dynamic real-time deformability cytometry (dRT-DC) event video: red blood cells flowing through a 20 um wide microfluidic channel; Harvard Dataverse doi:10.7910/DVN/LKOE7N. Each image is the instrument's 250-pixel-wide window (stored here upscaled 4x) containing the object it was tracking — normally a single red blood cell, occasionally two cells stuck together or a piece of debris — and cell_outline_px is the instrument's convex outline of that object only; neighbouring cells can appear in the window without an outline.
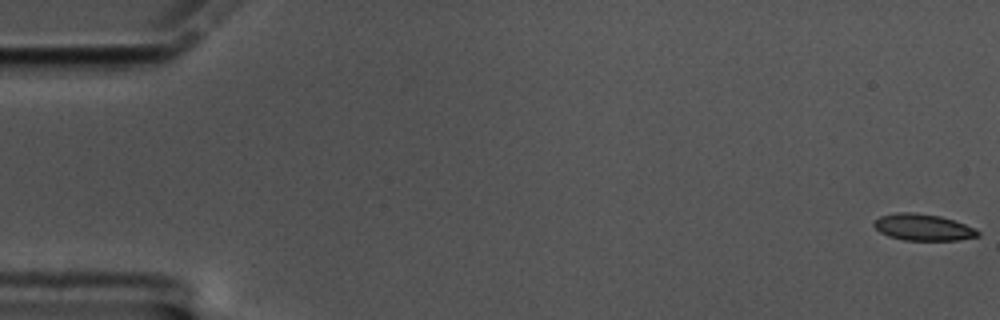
{"species": "common noctule bat (a hibernating species)", "species_latin": "Nyctalus noctula", "temperature_condition": "cold", "stored_images_in_passage": 19, "camera_frame_rate_fps": 3000, "um_per_image_px": 0.085, "animal": {"sex": "male", "body_mass_g": 17.5, "forearm_length_mm": 52.3}, "frame": {"image": 1, "passage_image": 1, "time_ms": 0.0, "image_size_px": [1000, 320], "cell_outline_px": [[980, 236], [956, 240], [904, 240], [888, 236], [880, 232], [872, 224], [880, 216], [896, 212], [912, 212], [940, 216], [976, 228], [980, 232]], "centroid_in_image_um": [78.46, 19.32], "position_along_channel_um": 6.5, "area_um2": 16.01}}